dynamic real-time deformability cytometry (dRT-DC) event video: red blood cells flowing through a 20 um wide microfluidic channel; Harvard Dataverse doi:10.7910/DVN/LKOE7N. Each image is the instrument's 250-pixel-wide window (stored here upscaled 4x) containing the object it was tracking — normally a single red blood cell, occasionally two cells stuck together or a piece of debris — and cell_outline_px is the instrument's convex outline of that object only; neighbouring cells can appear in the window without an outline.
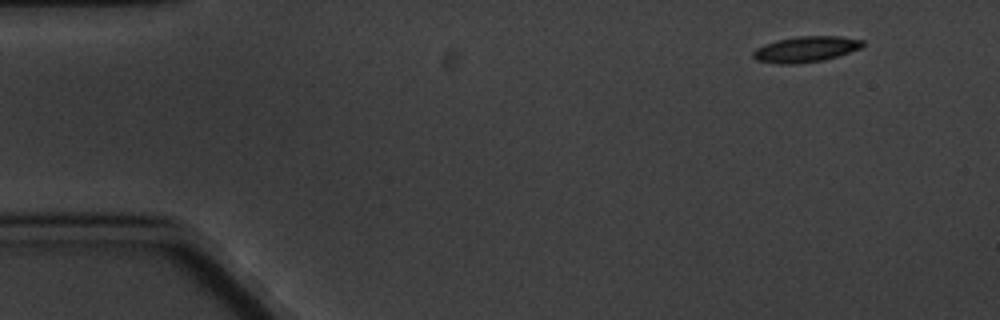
{"species": "common noctule bat (a hibernating species)", "species_latin": "Nyctalus noctula", "temperature_condition": "cold", "stored_images_in_passage": 4, "camera_frame_rate_fps": 3000, "um_per_image_px": 0.085, "animal": {"sex": "male", "body_mass_g": 20.1, "forearm_length_mm": 53.5}, "frame": {"image": 1, "passage_image": 1, "time_ms": 0.0, "image_size_px": [1000, 320], "cell_outline_px": [[864, 44], [860, 48], [824, 60], [792, 64], [780, 64], [756, 60], [752, 56], [752, 52], [756, 48], [764, 44], [776, 40], [796, 36], [840, 36], [864, 40]], "centroid_in_image_um": [68.46, 4.17], "position_along_channel_um": 16.5, "area_um2": 16.42}}